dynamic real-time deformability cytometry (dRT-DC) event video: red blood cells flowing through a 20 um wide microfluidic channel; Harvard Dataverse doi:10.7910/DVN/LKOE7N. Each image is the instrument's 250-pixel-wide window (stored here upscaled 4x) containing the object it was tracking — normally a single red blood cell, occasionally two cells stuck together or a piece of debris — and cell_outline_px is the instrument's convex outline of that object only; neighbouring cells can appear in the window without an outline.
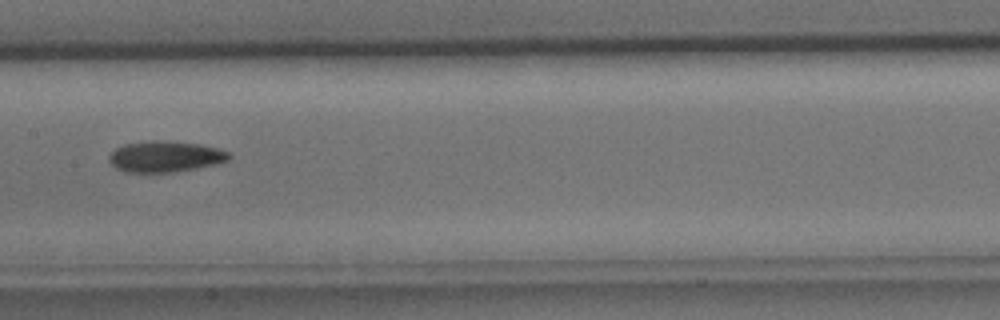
{"species": "common noctule bat (a hibernating species)", "species_latin": "Nyctalus noctula", "temperature_condition": "cold", "stored_images_in_passage": 6, "camera_frame_rate_fps": 3000, "um_per_image_px": 0.085, "animal": {"sex": "male", "body_mass_g": 15.6}, "frame": {"image": 1, "passage_image": 6, "time_ms": 1.667, "image_size_px": [1000, 320], "cell_outline_px": [[232, 156], [228, 160], [216, 164], [196, 168], [172, 172], [124, 172], [116, 168], [108, 160], [108, 156], [116, 148], [124, 144], [152, 140], [168, 140], [200, 144], [216, 148], [228, 152]], "centroid_in_image_um": [14.03, 13.3], "position_along_channel_um": 193.4, "area_um2": 21.73}}